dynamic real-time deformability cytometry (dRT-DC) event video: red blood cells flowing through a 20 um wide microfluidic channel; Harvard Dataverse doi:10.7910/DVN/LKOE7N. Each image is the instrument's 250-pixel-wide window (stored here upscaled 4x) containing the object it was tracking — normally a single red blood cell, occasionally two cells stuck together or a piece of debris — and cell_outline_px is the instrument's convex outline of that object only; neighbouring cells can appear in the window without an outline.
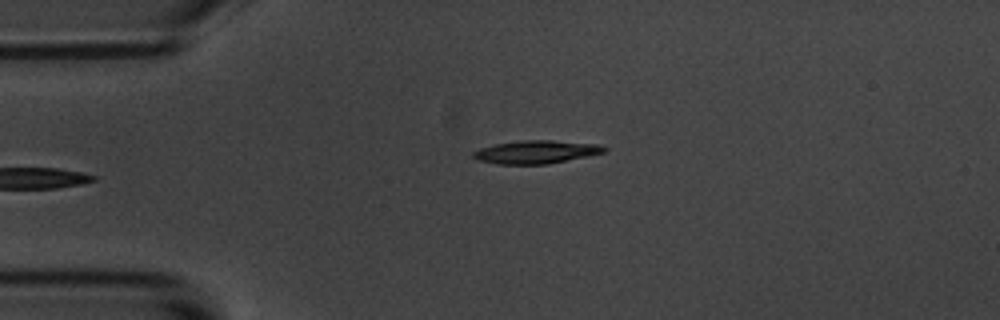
{"species": "common noctule bat (a hibernating species)", "species_latin": "Nyctalus noctula", "temperature_condition": "room temperature", "stored_images_in_passage": 6, "camera_frame_rate_fps": 3000, "um_per_image_px": 0.085, "animal": {"sex": "male", "body_mass_g": 20.1, "forearm_length_mm": 53.5}, "frame": {"image": 1, "passage_image": 6, "time_ms": 5.667, "image_size_px": [1000, 320], "cell_outline_px": [[608, 148], [604, 152], [588, 156], [548, 164], [496, 164], [476, 160], [472, 156], [472, 152], [480, 148], [496, 144], [520, 140], [552, 140], [596, 144]], "centroid_in_image_um": [45.53, 12.92], "position_along_channel_um": 39.5, "area_um2": 17.63}}